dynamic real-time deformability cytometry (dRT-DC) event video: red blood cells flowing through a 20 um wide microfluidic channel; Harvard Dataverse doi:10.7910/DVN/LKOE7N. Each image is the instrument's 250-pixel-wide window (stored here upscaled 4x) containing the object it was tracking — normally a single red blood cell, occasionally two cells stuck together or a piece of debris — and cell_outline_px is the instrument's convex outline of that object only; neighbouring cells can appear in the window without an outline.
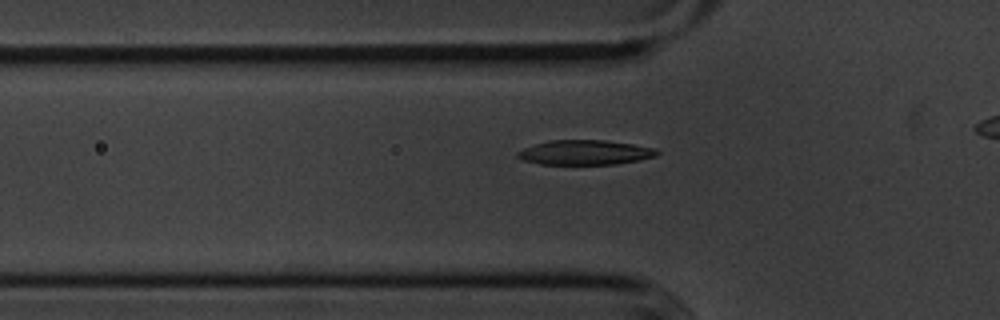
{"species": "common noctule bat (a hibernating species)", "species_latin": "Nyctalus noctula", "temperature_condition": "cold", "stored_images_in_passage": 32, "segment_of_instrument_passage": [1, 2], "camera_frame_rate_fps": 3000, "um_per_image_px": 0.085, "animal": {"sex": "male", "body_mass_g": 20.1, "forearm_length_mm": 53.5}, "frame": {"image": 1, "passage_image": 2, "time_ms": 0.333, "image_size_px": [1000, 320], "cell_outline_px": [[660, 152], [656, 156], [640, 160], [616, 164], [540, 164], [524, 160], [516, 156], [516, 152], [524, 148], [548, 140], [604, 140], [632, 144], [656, 148]], "centroid_in_image_um": [49.74, 12.96], "position_along_channel_um": 76.1, "area_um2": 20.06}}
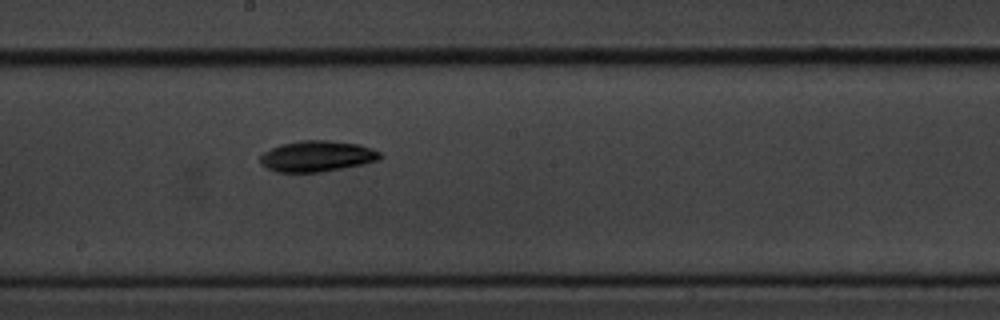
{"frame": {"image": 2, "passage_image": 14, "time_ms": 4.333, "image_size_px": [1000, 320], "cell_outline_px": [[384, 156], [376, 160], [364, 164], [320, 172], [276, 172], [260, 164], [260, 156], [264, 152], [280, 144], [300, 140], [324, 140], [360, 144], [372, 148], [380, 152]], "centroid_in_image_um": [26.95, 13.27], "position_along_channel_um": 221.3, "area_um2": 21.62}}
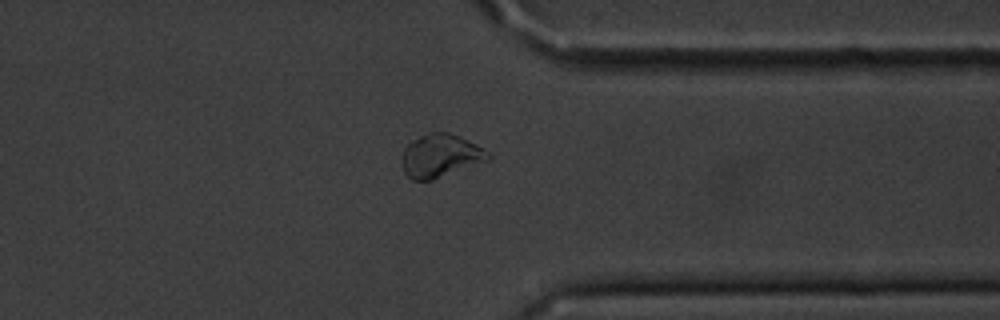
{"frame": {"image": 3, "passage_image": 27, "time_ms": 8.667, "image_size_px": [1000, 320], "cell_outline_px": [[492, 156], [488, 160], [432, 180], [412, 180], [404, 172], [400, 164], [400, 156], [404, 148], [412, 140], [428, 132], [448, 132], [460, 136], [476, 144], [488, 152]], "centroid_in_image_um": [37.39, 13.23], "position_along_channel_um": 374.0, "area_um2": 21.79}}